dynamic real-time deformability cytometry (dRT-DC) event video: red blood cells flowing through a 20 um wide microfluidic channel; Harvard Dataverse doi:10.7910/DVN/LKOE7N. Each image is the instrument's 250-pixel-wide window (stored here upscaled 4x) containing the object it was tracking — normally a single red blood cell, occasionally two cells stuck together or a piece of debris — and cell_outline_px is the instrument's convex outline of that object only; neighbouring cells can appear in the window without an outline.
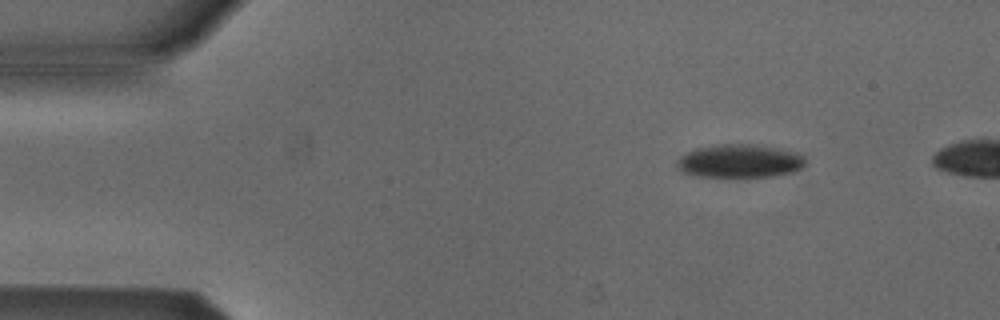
{"species": "Egyptian fruit bat (a non-hibernating species)", "species_latin": "Rousettus aegyptiacus", "temperature_condition": "cold", "stored_images_in_passage": 4, "camera_frame_rate_fps": 3000, "um_per_image_px": 0.085, "animal": {"sex": "male"}, "frame": {"image": 1, "passage_image": 1, "time_ms": 0.0, "image_size_px": [1000, 320], "cell_outline_px": [[804, 164], [800, 168], [792, 172], [772, 176], [696, 176], [684, 172], [676, 168], [676, 160], [680, 156], [696, 148], [720, 144], [760, 144], [780, 148], [796, 152], [804, 156]], "centroid_in_image_um": [62.86, 13.67], "position_along_channel_um": 22.1, "area_um2": 24.91}}